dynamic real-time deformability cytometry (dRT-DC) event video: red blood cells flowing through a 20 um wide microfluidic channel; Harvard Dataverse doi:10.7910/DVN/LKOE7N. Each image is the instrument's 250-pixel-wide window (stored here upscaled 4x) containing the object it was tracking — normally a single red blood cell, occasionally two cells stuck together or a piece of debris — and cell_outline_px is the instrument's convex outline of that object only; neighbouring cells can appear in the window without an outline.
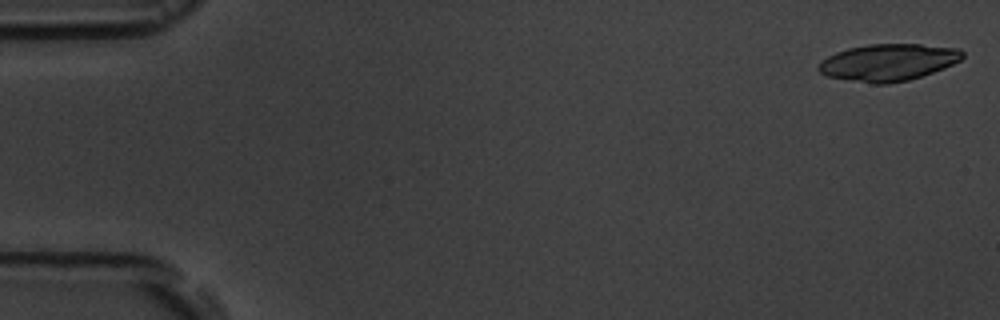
{"species": "common noctule bat (a hibernating species)", "species_latin": "Nyctalus noctula", "temperature_condition": "room temperature", "stored_images_in_passage": 5, "camera_frame_rate_fps": 3000, "um_per_image_px": 0.085, "animal": {"sex": "male", "body_mass_g": 19.5, "forearm_length_mm": 54.6}, "frame": {"image": 1, "passage_image": 1, "time_ms": 0.0, "image_size_px": [1000, 320], "cell_outline_px": [[964, 56], [960, 60], [944, 68], [908, 80], [888, 84], [872, 84], [828, 76], [820, 72], [816, 68], [828, 56], [836, 52], [848, 48], [868, 44], [920, 44], [960, 48], [964, 52]], "centroid_in_image_um": [75.52, 5.29], "position_along_channel_um": 9.5, "area_um2": 30.87}}